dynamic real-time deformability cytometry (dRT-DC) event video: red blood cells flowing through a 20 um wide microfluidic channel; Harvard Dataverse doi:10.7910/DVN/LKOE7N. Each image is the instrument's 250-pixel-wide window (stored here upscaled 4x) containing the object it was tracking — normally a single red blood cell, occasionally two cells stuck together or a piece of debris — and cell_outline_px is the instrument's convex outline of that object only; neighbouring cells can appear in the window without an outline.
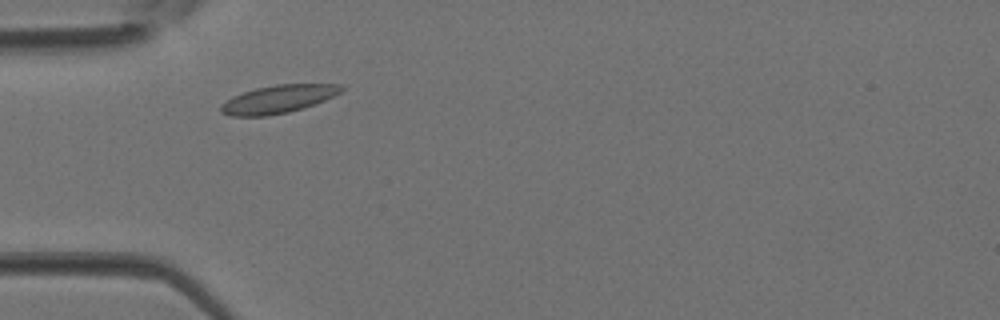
{"species": "Egyptian fruit bat (a non-hibernating species)", "species_latin": "Rousettus aegyptiacus", "temperature_condition": "room temperature", "stored_images_in_passage": 2, "camera_frame_rate_fps": 3000, "um_per_image_px": 0.085, "animal": {"sex": "female"}, "frame": {"image": 1, "passage_image": 1, "time_ms": 0.0, "image_size_px": [1000, 320], "cell_outline_px": [[344, 88], [340, 92], [324, 100], [304, 108], [288, 112], [268, 116], [232, 116], [220, 112], [220, 104], [232, 96], [256, 88], [276, 84], [340, 84]], "centroid_in_image_um": [23.61, 8.43], "position_along_channel_um": 61.4, "area_um2": 19.59}}
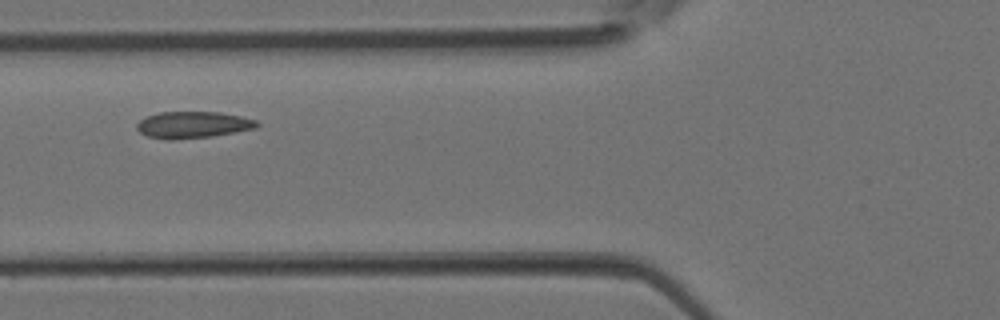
{"frame": {"image": 2, "passage_image": 2, "time_ms": 0.333, "image_size_px": [1000, 320], "cell_outline_px": [[260, 124], [256, 128], [212, 136], [172, 140], [168, 140], [148, 136], [140, 132], [136, 128], [136, 124], [144, 116], [160, 112], [220, 112], [240, 116], [256, 120]], "centroid_in_image_um": [16.37, 10.6], "position_along_channel_um": 109.4, "area_um2": 18.67}}